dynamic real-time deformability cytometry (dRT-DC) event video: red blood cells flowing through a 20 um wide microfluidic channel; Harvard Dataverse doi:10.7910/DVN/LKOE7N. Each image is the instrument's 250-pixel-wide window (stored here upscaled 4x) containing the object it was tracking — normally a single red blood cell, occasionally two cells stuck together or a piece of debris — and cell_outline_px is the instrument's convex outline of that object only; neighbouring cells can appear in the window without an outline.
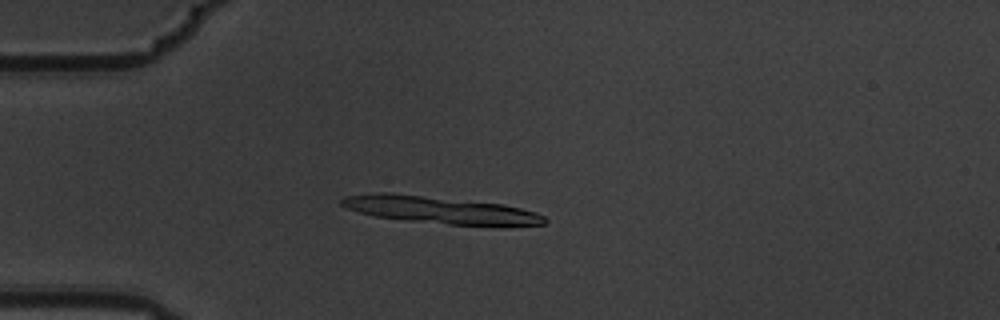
{"species": "common noctule bat (a hibernating species)", "species_latin": "Nyctalus noctula", "temperature_condition": "warm", "stored_images_in_passage": 9, "segment_of_instrument_passage": [1, 2], "camera_frame_rate_fps": 3000, "um_per_image_px": 0.085, "animal": {"sex": "male", "body_mass_g": 19.5, "forearm_length_mm": 54.6}, "frame": {"image": 1, "passage_image": 3, "time_ms": 0.667, "image_size_px": [1000, 320], "cell_outline_px": [[548, 220], [544, 224], [504, 228], [496, 228], [448, 224], [408, 220], [376, 216], [360, 212], [348, 208], [340, 204], [340, 200], [344, 196], [376, 192], [392, 192], [504, 204], [536, 212], [544, 216]], "centroid_in_image_um": [37.56, 17.87], "position_along_channel_um": 47.4, "area_um2": 32.95}}